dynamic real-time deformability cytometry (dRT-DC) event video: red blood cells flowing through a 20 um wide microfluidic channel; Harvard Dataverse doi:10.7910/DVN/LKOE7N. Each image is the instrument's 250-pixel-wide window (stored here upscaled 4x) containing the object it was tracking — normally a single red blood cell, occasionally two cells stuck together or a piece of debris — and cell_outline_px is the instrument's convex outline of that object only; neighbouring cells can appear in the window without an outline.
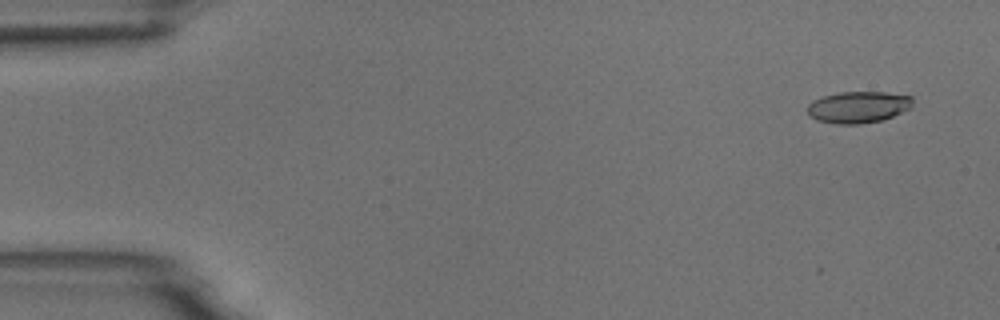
{"species": "common noctule bat (a hibernating species)", "species_latin": "Nyctalus noctula", "temperature_condition": "room temperature", "stored_images_in_passage": 7, "camera_frame_rate_fps": 3000, "um_per_image_px": 0.085, "animal": {"sex": "male", "body_mass_g": 18.8}, "frame": {"image": 1, "passage_image": 1, "time_ms": 0.0, "image_size_px": [1000, 320], "cell_outline_px": [[912, 108], [892, 116], [880, 120], [860, 124], [836, 124], [816, 120], [808, 112], [808, 104], [812, 100], [824, 96], [840, 92], [884, 92], [912, 96]], "centroid_in_image_um": [72.96, 9.1], "position_along_channel_um": 12.0, "area_um2": 19.31}}
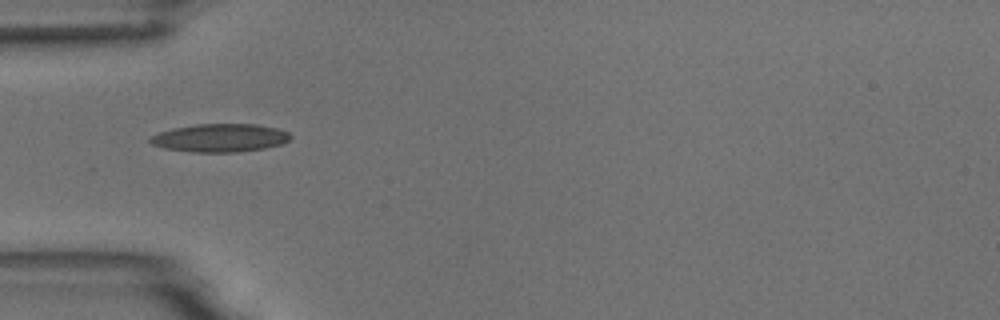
{"frame": {"image": 2, "passage_image": 5, "time_ms": 4.667, "image_size_px": [1000, 320], "cell_outline_px": [[292, 136], [288, 140], [280, 144], [264, 148], [236, 152], [192, 152], [164, 148], [152, 144], [148, 140], [152, 136], [160, 132], [172, 128], [196, 124], [256, 124], [276, 128], [288, 132]], "centroid_in_image_um": [18.69, 11.71], "position_along_channel_um": 66.3, "area_um2": 22.89}}